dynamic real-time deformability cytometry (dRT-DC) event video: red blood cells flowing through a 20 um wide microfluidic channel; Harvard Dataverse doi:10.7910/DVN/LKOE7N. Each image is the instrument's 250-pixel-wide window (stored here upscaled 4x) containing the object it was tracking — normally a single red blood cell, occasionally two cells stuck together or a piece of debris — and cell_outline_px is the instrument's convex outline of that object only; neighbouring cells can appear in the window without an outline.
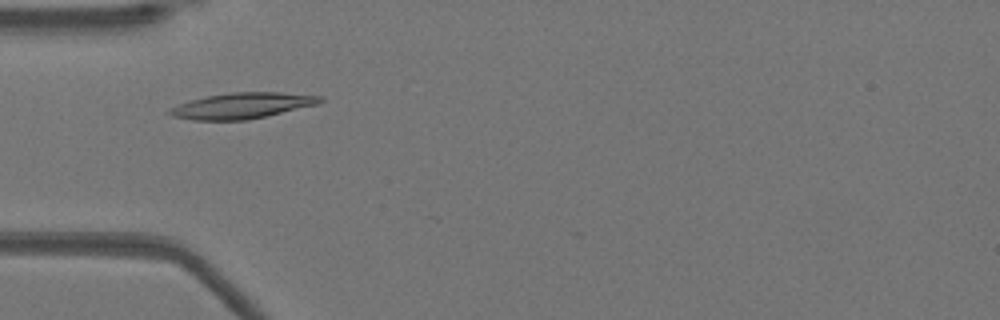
{"species": "Egyptian fruit bat (a non-hibernating species)", "species_latin": "Rousettus aegyptiacus", "temperature_condition": "warm", "stored_images_in_passage": 17, "camera_frame_rate_fps": 3000, "um_per_image_px": 0.085, "animal": {"sex": "female"}, "frame": {"image": 1, "passage_image": 5, "time_ms": 1.333, "image_size_px": [1000, 320], "cell_outline_px": [[324, 100], [316, 104], [268, 116], [248, 120], [192, 120], [172, 116], [168, 112], [172, 108], [180, 104], [192, 100], [208, 96], [232, 92], [280, 92], [324, 96]], "centroid_in_image_um": [20.63, 8.98], "position_along_channel_um": 64.4, "area_um2": 22.43}}
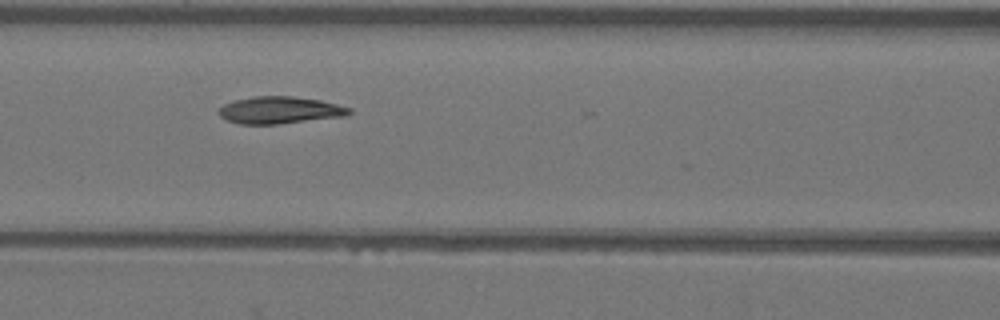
{"frame": {"image": 2, "passage_image": 11, "time_ms": 3.333, "image_size_px": [1000, 320], "cell_outline_px": [[352, 112], [348, 116], [280, 124], [240, 124], [228, 120], [220, 116], [220, 108], [224, 104], [236, 100], [252, 96], [292, 96], [320, 100], [352, 108]], "centroid_in_image_um": [23.84, 9.36], "position_along_channel_um": 142.8, "area_um2": 20.63}}
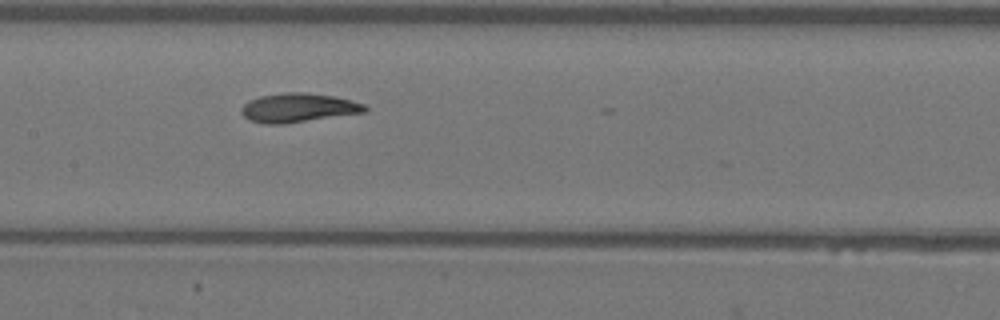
{"frame": {"image": 3, "passage_image": 14, "time_ms": 4.333, "image_size_px": [1000, 320], "cell_outline_px": [[368, 112], [284, 124], [264, 124], [252, 120], [244, 116], [240, 112], [240, 108], [248, 100], [260, 96], [284, 92], [304, 92], [336, 96], [352, 100], [364, 104], [368, 108]], "centroid_in_image_um": [25.38, 9.15], "position_along_channel_um": 182.0, "area_um2": 21.15}}